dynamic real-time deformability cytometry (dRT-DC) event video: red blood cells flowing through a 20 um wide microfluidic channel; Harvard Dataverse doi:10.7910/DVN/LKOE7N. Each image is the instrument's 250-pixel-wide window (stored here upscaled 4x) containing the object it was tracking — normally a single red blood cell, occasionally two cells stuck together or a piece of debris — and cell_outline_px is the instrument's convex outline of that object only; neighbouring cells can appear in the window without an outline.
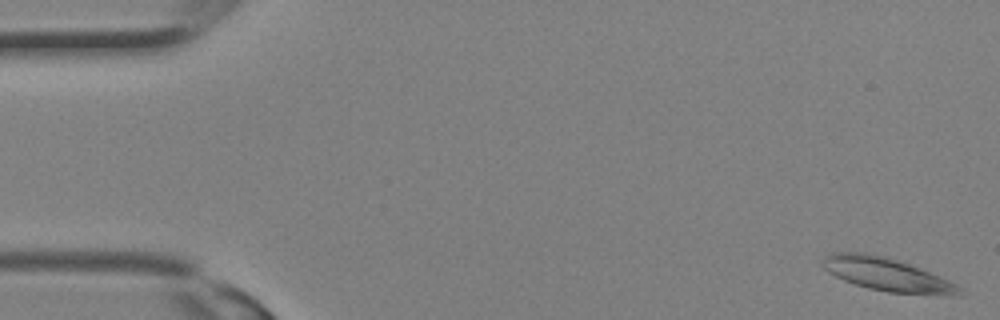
{"species": "Egyptian fruit bat (a non-hibernating species)", "species_latin": "Rousettus aegyptiacus", "temperature_condition": "room temperature", "stored_images_in_passage": 31, "camera_frame_rate_fps": 3000, "um_per_image_px": 0.085, "animal": {"sex": "female"}, "frame": {"image": 1, "passage_image": 1, "time_ms": 0.0, "image_size_px": [1000, 320], "cell_outline_px": [[964, 296], [960, 296], [888, 292], [868, 288], [844, 280], [828, 272], [820, 264], [820, 260], [824, 256], [832, 252], [864, 252], [884, 256], [908, 264], [940, 276], [956, 284], [960, 288]], "centroid_in_image_um": [75.36, 23.32], "position_along_channel_um": 9.6, "area_um2": 26.36}}
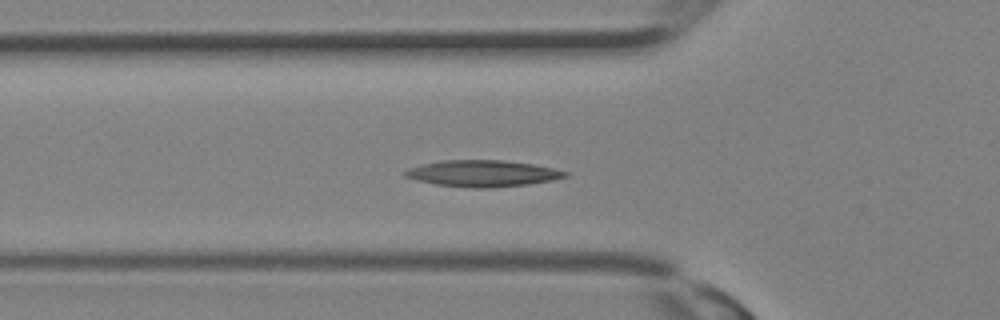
{"frame": {"image": 2, "passage_image": 11, "time_ms": 3.333, "image_size_px": [1000, 320], "cell_outline_px": [[568, 176], [552, 180], [528, 184], [488, 188], [468, 188], [436, 184], [416, 180], [404, 176], [400, 172], [408, 168], [420, 164], [440, 160], [504, 160], [532, 164], [552, 168], [568, 172]], "centroid_in_image_um": [40.95, 14.74], "position_along_channel_um": 84.8, "area_um2": 24.8}}
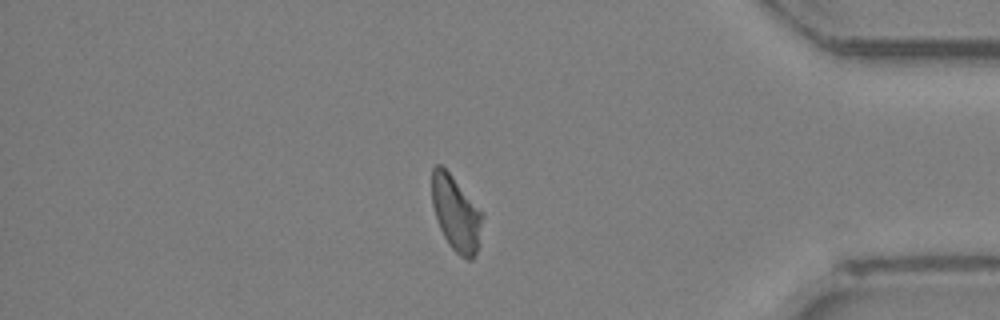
{"frame": {"image": 3, "passage_image": 27, "time_ms": 8.667, "image_size_px": [1000, 320], "cell_outline_px": [[484, 216], [480, 244], [472, 260], [468, 260], [460, 256], [448, 244], [440, 228], [432, 204], [432, 168], [436, 164], [440, 164], [452, 176], [484, 212]], "centroid_in_image_um": [38.8, 18.17], "position_along_channel_um": 396.4, "area_um2": 22.31}}